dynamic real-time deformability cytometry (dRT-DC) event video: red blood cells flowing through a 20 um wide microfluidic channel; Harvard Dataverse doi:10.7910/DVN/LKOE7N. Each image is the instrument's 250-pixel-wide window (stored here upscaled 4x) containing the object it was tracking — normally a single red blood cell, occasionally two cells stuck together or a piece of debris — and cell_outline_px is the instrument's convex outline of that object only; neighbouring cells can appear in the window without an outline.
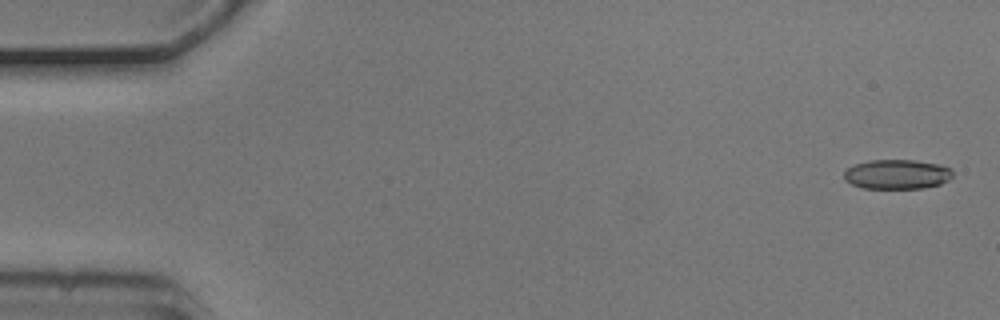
{"species": "common noctule bat (a hibernating species)", "species_latin": "Nyctalus noctula", "temperature_condition": "cold", "stored_images_in_passage": 5, "camera_frame_rate_fps": 3000, "um_per_image_px": 0.085, "animal": {"sex": "male", "body_mass_g": 20.5, "forearm_length_mm": 52.5}, "frame": {"image": 1, "passage_image": 1, "time_ms": 0.0, "image_size_px": [1000, 320], "cell_outline_px": [[952, 176], [948, 180], [940, 184], [924, 188], [860, 188], [844, 180], [844, 172], [848, 168], [856, 164], [872, 160], [912, 160], [936, 164], [952, 168]], "centroid_in_image_um": [76.24, 14.82], "position_along_channel_um": 8.8, "area_um2": 18.61}}
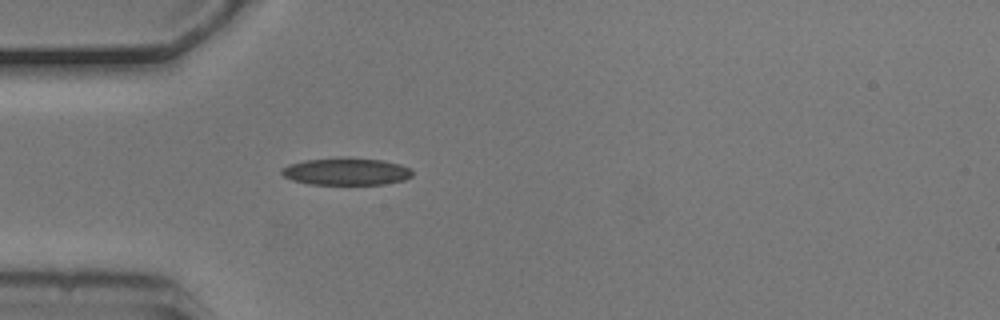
{"frame": {"image": 2, "passage_image": 5, "time_ms": 1.333, "image_size_px": [1000, 320], "cell_outline_px": [[412, 176], [404, 180], [384, 184], [308, 184], [292, 180], [284, 176], [280, 172], [280, 168], [288, 164], [304, 160], [340, 156], [348, 156], [384, 160], [400, 164], [412, 168]], "centroid_in_image_um": [29.42, 14.55], "position_along_channel_um": 55.6, "area_um2": 21.33}}